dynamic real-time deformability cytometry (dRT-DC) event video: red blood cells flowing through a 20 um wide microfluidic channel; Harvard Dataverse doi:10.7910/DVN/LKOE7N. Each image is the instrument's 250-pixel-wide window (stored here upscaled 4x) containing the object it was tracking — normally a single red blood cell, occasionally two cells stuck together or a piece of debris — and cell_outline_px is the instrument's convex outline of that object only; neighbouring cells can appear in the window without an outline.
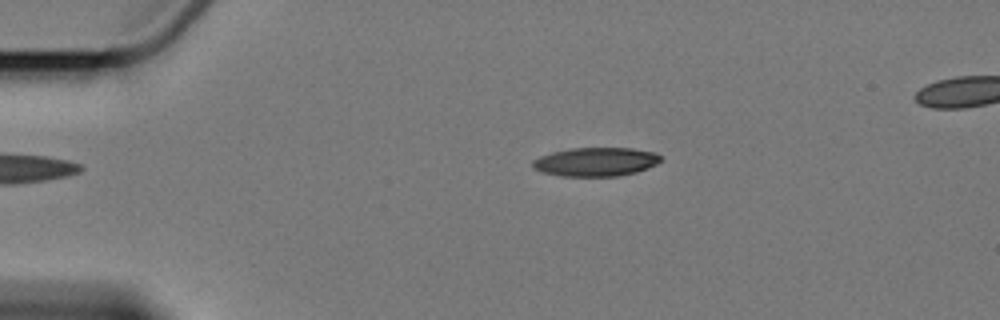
{"species": "Egyptian fruit bat (a non-hibernating species)", "species_latin": "Rousettus aegyptiacus", "temperature_condition": "cold", "stored_images_in_passage": 5, "camera_frame_rate_fps": 3000, "um_per_image_px": 0.085, "animal": {"sex": "female"}, "frame": {"image": 1, "passage_image": 1, "time_ms": 0.0, "image_size_px": [1000, 320], "cell_outline_px": [[660, 160], [656, 164], [648, 168], [636, 172], [620, 176], [564, 176], [544, 172], [536, 168], [532, 164], [532, 160], [540, 156], [552, 152], [572, 148], [632, 148], [656, 152], [660, 156]], "centroid_in_image_um": [50.68, 13.75], "position_along_channel_um": 34.3, "area_um2": 21.33}}